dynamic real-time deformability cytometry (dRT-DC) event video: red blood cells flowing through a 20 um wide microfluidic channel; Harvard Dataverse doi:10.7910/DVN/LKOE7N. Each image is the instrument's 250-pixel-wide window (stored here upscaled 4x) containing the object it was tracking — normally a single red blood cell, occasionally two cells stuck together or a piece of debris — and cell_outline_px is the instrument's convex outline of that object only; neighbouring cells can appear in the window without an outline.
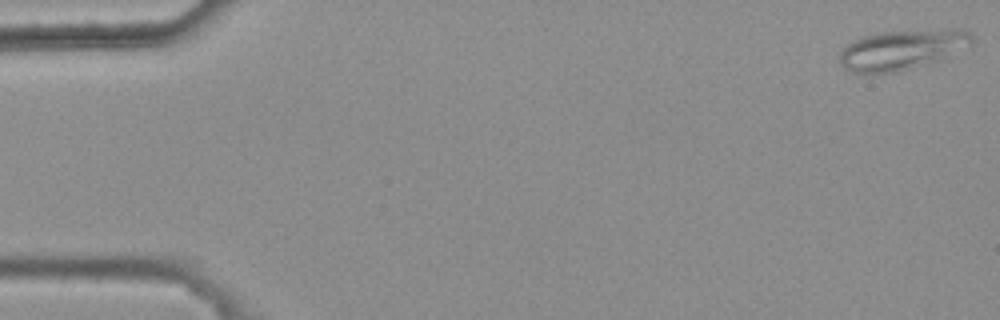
{"species": "common noctule bat (a hibernating species)", "species_latin": "Nyctalus noctula", "temperature_condition": "warm", "stored_images_in_passage": 6, "camera_frame_rate_fps": 3000, "um_per_image_px": 0.085, "animal": {"sex": "female", "body_mass_g": 25.1}, "frame": {"image": 1, "passage_image": 1, "time_ms": 0.0, "image_size_px": [1000, 320], "cell_outline_px": [[972, 44], [932, 64], [900, 72], [852, 72], [844, 68], [840, 64], [840, 52], [852, 40], [876, 32], [960, 28], [964, 28], [972, 36]], "centroid_in_image_um": [76.71, 4.22], "position_along_channel_um": 8.3, "area_um2": 31.15}}